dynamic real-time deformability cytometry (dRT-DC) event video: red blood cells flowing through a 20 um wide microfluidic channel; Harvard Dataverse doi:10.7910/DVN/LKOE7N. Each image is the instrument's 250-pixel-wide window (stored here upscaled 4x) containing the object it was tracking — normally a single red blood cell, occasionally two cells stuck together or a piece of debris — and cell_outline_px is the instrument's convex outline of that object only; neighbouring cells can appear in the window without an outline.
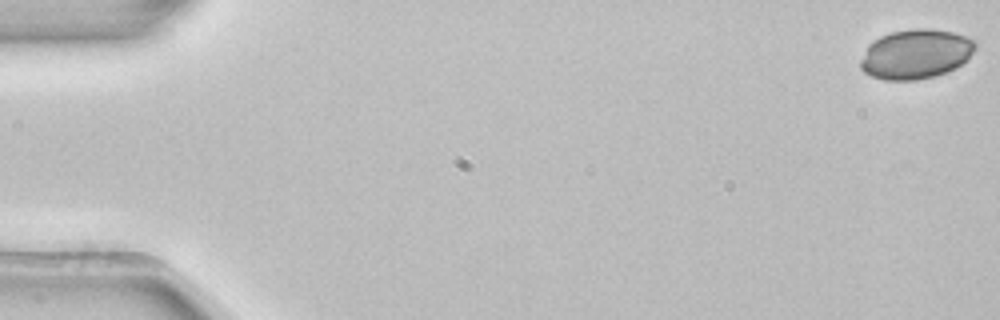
{"species": "common noctule bat (a hibernating species)", "species_latin": "Nyctalus noctula", "temperature_condition": "room temperature", "stored_images_in_passage": 4, "camera_frame_rate_fps": 3000, "um_per_image_px": 0.085, "animal": {"sex": "female", "body_mass_g": 22.7, "forearm_length_mm": 54.2}, "frame": {"image": 1, "passage_image": 1, "time_ms": 0.0, "image_size_px": [1000, 320], "cell_outline_px": [[976, 48], [968, 60], [956, 68], [936, 76], [916, 80], [884, 80], [872, 76], [864, 72], [860, 68], [860, 60], [868, 44], [880, 36], [892, 32], [916, 28], [928, 28], [952, 32], [968, 36], [976, 40]], "centroid_in_image_um": [77.87, 4.6], "position_along_channel_um": 7.1, "area_um2": 33.52}}